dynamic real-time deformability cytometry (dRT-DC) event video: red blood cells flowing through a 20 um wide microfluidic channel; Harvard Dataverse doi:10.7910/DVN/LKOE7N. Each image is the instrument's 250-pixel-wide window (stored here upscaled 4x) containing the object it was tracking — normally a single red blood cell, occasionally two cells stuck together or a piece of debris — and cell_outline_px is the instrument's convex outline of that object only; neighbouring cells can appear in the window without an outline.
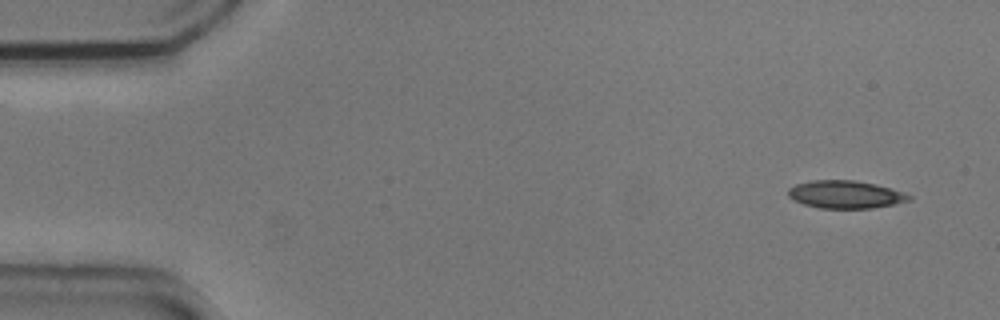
{"species": "common noctule bat (a hibernating species)", "species_latin": "Nyctalus noctula", "temperature_condition": "cold", "stored_images_in_passage": 2, "camera_frame_rate_fps": 3000, "um_per_image_px": 0.085, "animal": {"sex": "male", "body_mass_g": 20.5, "forearm_length_mm": 52.5}, "frame": {"image": 1, "passage_image": 2, "time_ms": 0.333, "image_size_px": [1000, 320], "cell_outline_px": [[912, 200], [872, 208], [820, 208], [804, 204], [792, 200], [788, 196], [788, 188], [796, 184], [812, 180], [856, 180], [876, 184], [892, 188], [904, 192], [912, 196]], "centroid_in_image_um": [71.86, 16.52], "position_along_channel_um": 13.1, "area_um2": 19.65}}